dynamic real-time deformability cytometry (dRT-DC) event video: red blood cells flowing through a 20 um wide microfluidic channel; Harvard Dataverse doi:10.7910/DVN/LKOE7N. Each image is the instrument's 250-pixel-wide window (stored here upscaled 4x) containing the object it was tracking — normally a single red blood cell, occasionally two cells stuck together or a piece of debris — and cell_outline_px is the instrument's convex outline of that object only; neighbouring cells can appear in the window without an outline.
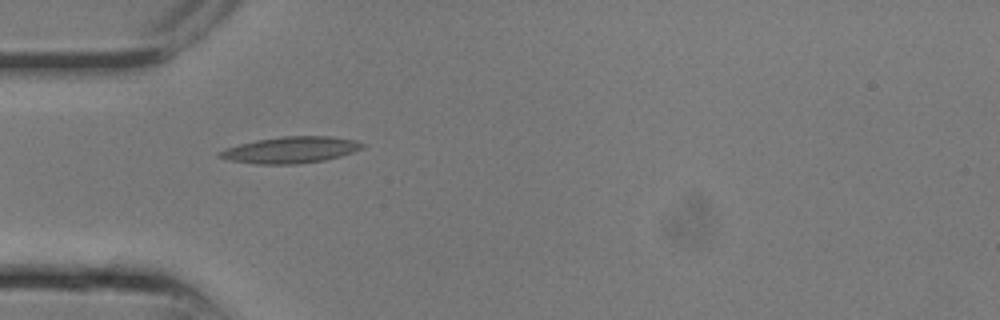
{"species": "common noctule bat (a hibernating species)", "species_latin": "Nyctalus noctula", "temperature_condition": "room temperature", "stored_images_in_passage": 11, "camera_frame_rate_fps": 3000, "um_per_image_px": 0.085, "animal": {"sex": "male", "body_mass_g": 13.3}, "frame": {"image": 1, "passage_image": 1, "time_ms": 0.0, "image_size_px": [1000, 320], "cell_outline_px": [[368, 144], [364, 148], [340, 156], [324, 160], [296, 164], [256, 164], [232, 160], [216, 156], [216, 152], [224, 148], [256, 140], [284, 136], [332, 136], [356, 140]], "centroid_in_image_um": [24.73, 12.73], "position_along_channel_um": 60.3, "area_um2": 22.08}}
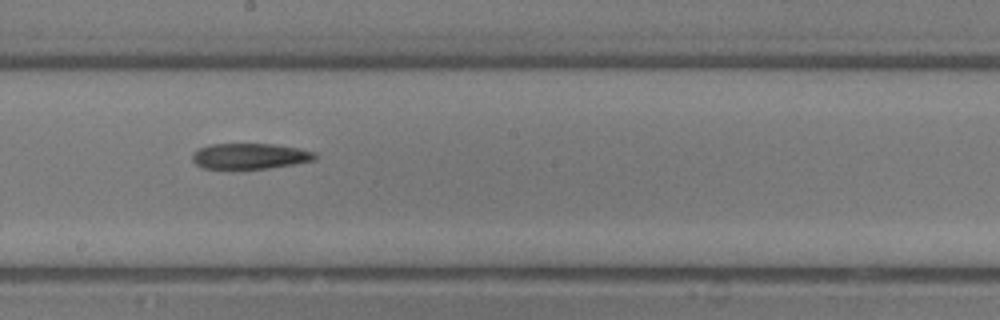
{"frame": {"image": 2, "passage_image": 7, "time_ms": 2.0, "image_size_px": [1000, 320], "cell_outline_px": [[320, 156], [316, 160], [244, 172], [200, 168], [192, 160], [192, 152], [200, 148], [212, 144], [276, 144], [300, 148], [316, 152]], "centroid_in_image_um": [21.23, 13.32], "position_along_channel_um": 227.0, "area_um2": 19.42}}
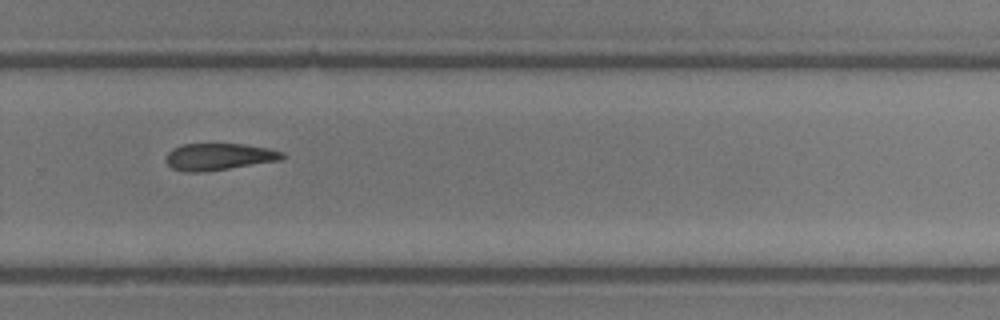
{"frame": {"image": 3, "passage_image": 10, "time_ms": 3.0, "image_size_px": [1000, 320], "cell_outline_px": [[284, 156], [280, 160], [228, 168], [200, 172], [184, 172], [172, 168], [164, 160], [164, 156], [172, 148], [184, 144], [244, 144], [268, 148], [284, 152]], "centroid_in_image_um": [18.55, 13.31], "position_along_channel_um": 311.3, "area_um2": 18.15}}